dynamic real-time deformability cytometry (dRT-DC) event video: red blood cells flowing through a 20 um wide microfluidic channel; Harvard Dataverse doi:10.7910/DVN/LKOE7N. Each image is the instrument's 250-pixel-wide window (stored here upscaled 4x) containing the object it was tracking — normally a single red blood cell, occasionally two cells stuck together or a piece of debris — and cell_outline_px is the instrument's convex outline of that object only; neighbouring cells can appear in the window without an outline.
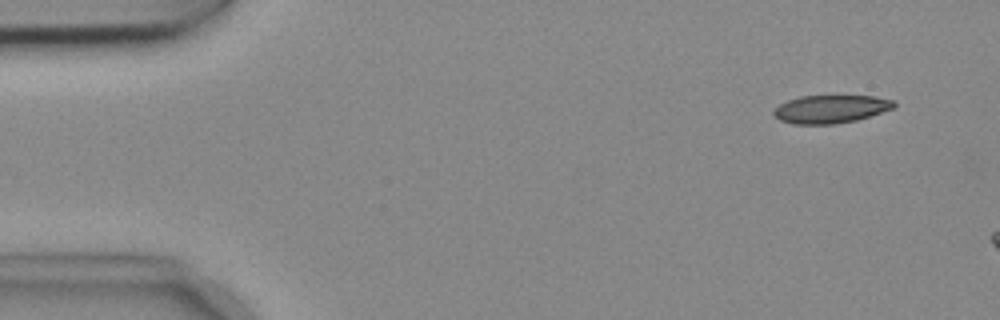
{"species": "common noctule bat (a hibernating species)", "species_latin": "Nyctalus noctula", "temperature_condition": "cold", "stored_images_in_passage": 10, "camera_frame_rate_fps": 3000, "um_per_image_px": 0.085, "animal": {"sex": "female", "body_mass_g": 18.4}, "frame": {"image": 1, "passage_image": 4, "time_ms": 1.0, "image_size_px": [1000, 320], "cell_outline_px": [[896, 104], [892, 108], [856, 120], [832, 124], [792, 124], [780, 120], [772, 112], [780, 104], [788, 100], [800, 96], [872, 96], [892, 100]], "centroid_in_image_um": [70.57, 9.27], "position_along_channel_um": 14.4, "area_um2": 19.31}}